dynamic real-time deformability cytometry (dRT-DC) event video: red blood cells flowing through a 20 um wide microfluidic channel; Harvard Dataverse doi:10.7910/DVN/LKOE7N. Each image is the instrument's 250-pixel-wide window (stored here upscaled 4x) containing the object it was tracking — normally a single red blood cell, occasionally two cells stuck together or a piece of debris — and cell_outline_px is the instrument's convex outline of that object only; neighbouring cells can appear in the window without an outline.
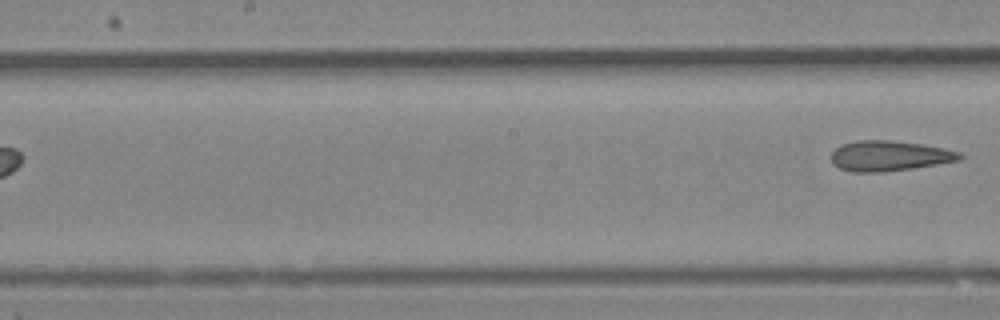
{"species": "Egyptian fruit bat (a non-hibernating species)", "species_latin": "Rousettus aegyptiacus", "temperature_condition": "cold", "stored_images_in_passage": 9, "segment_of_instrument_passage": [2, 2], "camera_frame_rate_fps": 3000, "um_per_image_px": 0.085, "animal": {"sex": "female"}, "frame": {"image": 1, "passage_image": 9, "time_ms": 9.667, "image_size_px": [1000, 320], "cell_outline_px": [[964, 156], [960, 160], [912, 168], [884, 172], [852, 172], [840, 168], [832, 164], [832, 152], [836, 148], [844, 144], [860, 140], [888, 140], [920, 144], [944, 148], [960, 152]], "centroid_in_image_um": [75.6, 13.25], "position_along_channel_um": 172.6, "area_um2": 22.48}}